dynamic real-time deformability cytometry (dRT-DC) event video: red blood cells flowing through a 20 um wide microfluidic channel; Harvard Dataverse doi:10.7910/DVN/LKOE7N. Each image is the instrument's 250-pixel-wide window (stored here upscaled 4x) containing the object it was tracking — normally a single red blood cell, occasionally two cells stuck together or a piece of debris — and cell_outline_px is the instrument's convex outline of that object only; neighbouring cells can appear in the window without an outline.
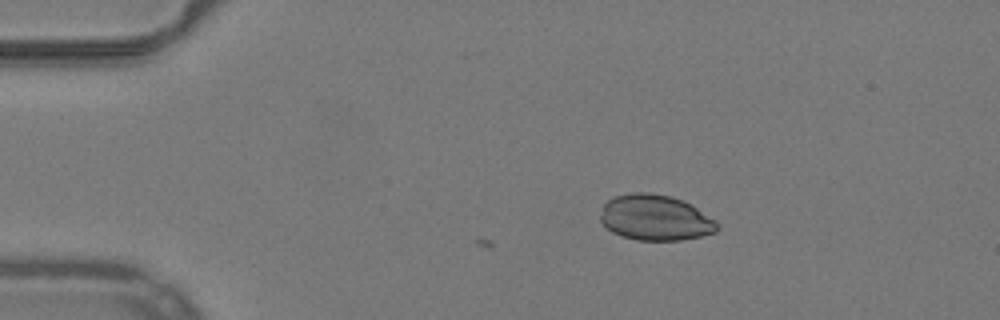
{"species": "common noctule bat (a hibernating species)", "species_latin": "Nyctalus noctula", "temperature_condition": "warm", "stored_images_in_passage": 2, "camera_frame_rate_fps": 3000, "um_per_image_px": 0.085, "animal": {"sex": "male", "body_mass_g": 19.2, "forearm_length_mm": 51.8}, "frame": {"image": 1, "passage_image": 2, "time_ms": 0.333, "image_size_px": [1000, 320], "cell_outline_px": [[720, 228], [716, 232], [700, 236], [680, 240], [636, 240], [612, 232], [600, 220], [600, 216], [604, 204], [612, 196], [632, 192], [648, 192], [672, 196], [692, 204], [720, 224]], "centroid_in_image_um": [55.71, 18.49], "position_along_channel_um": 29.3, "area_um2": 31.21}}